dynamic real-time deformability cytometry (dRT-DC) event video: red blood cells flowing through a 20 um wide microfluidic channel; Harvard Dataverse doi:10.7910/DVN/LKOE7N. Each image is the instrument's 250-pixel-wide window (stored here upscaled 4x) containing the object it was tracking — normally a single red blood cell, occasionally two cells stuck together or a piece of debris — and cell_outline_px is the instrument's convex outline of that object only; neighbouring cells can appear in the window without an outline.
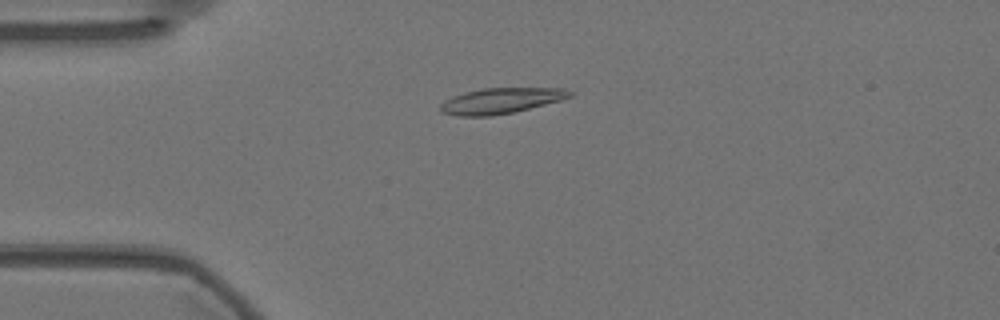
{"species": "Egyptian fruit bat (a non-hibernating species)", "species_latin": "Rousettus aegyptiacus", "temperature_condition": "warm", "stored_images_in_passage": 57, "camera_frame_rate_fps": 3000, "um_per_image_px": 0.085, "animal": {"sex": "female"}, "frame": {"image": 1, "passage_image": 14, "time_ms": 4.333, "image_size_px": [1000, 320], "cell_outline_px": [[572, 96], [560, 100], [512, 112], [492, 116], [460, 116], [440, 112], [440, 104], [444, 100], [452, 96], [464, 92], [484, 88], [564, 88], [572, 92]], "centroid_in_image_um": [42.52, 8.56], "position_along_channel_um": 42.5, "area_um2": 19.19}}
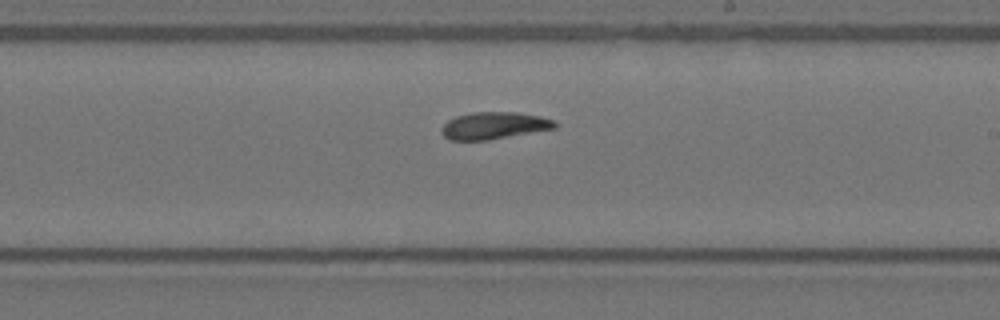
{"frame": {"image": 2, "passage_image": 33, "time_ms": 10.667, "image_size_px": [1000, 320], "cell_outline_px": [[560, 124], [556, 128], [488, 140], [448, 140], [440, 132], [440, 128], [448, 120], [456, 116], [472, 112], [516, 112], [540, 116], [556, 120]], "centroid_in_image_um": [42.0, 10.67], "position_along_channel_um": 247.0, "area_um2": 18.09}}
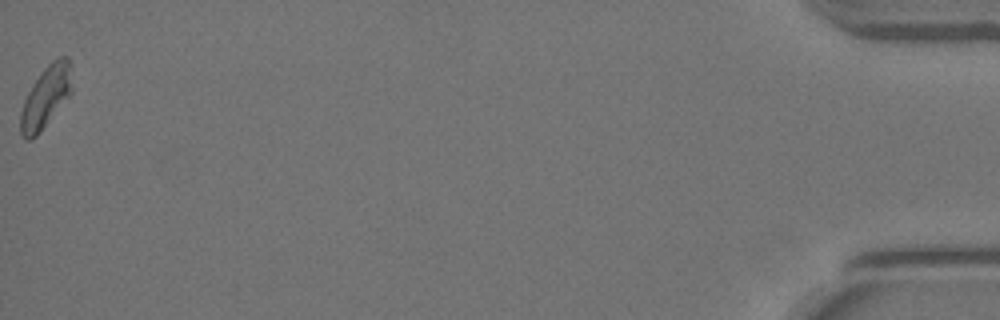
{"frame": {"image": 3, "passage_image": 57, "time_ms": 18.667, "image_size_px": [1000, 320], "cell_outline_px": [[72, 92], [40, 132], [32, 140], [24, 140], [20, 132], [20, 112], [24, 100], [32, 84], [44, 68], [52, 60], [60, 56], [68, 56], [72, 64]], "centroid_in_image_um": [3.91, 8.22], "position_along_channel_um": 431.3, "area_um2": 18.79}, "authors_computed_cell_mechanics": {"area_um2": 18.207, "velocity_mm_per_s": 3.5671, "shape_relaxation_time_tau1_ms": 5.6888, "shape_relaxation_time_tau2_ms": 4.6993, "deformation_change_tau1": 0.1526, "deformation_change_tau2": 0.0905}}